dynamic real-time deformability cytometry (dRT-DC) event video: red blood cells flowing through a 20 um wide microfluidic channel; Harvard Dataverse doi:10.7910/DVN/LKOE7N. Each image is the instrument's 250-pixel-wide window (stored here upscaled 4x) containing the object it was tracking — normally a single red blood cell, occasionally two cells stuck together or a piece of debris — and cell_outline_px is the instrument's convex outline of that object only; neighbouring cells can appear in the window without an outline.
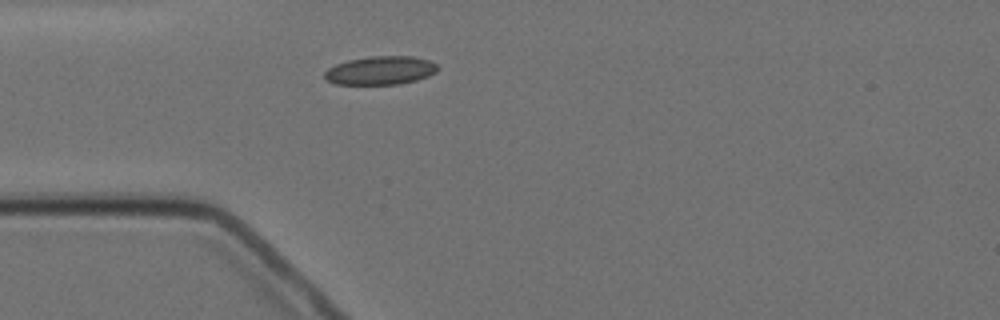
{"species": "Egyptian fruit bat (a non-hibernating species)", "species_latin": "Rousettus aegyptiacus", "temperature_condition": "cold", "stored_images_in_passage": 1, "camera_frame_rate_fps": 3000, "um_per_image_px": 0.085, "animal": {"sex": "female"}, "frame": {"image": 1, "passage_image": 1, "time_ms": 0.0, "image_size_px": [1000, 320], "cell_outline_px": [[440, 68], [436, 72], [428, 76], [416, 80], [400, 84], [336, 84], [328, 80], [324, 76], [324, 72], [328, 68], [336, 64], [348, 60], [372, 56], [412, 56], [428, 60], [436, 64]], "centroid_in_image_um": [32.36, 5.98], "position_along_channel_um": 52.6, "area_um2": 18.73}}